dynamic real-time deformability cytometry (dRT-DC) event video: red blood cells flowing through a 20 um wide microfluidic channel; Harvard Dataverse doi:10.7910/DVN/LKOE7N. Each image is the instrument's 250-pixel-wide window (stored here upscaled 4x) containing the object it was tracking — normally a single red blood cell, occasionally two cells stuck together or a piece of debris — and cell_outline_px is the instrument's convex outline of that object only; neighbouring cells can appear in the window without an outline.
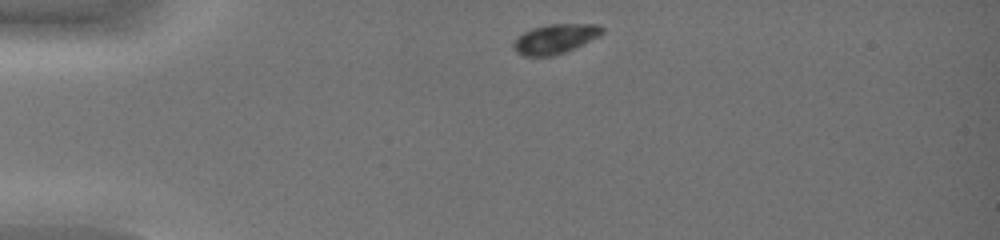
{"species": "common noctule bat (a hibernating species)", "species_latin": "Nyctalus noctula", "temperature_condition": "warm", "stored_images_in_passage": 35, "camera_frame_rate_fps": 3000, "um_per_image_px": 0.085, "animal": {"sex": "female", "body_mass_g": 19.0, "forearm_length_mm": 51.5}, "frame": {"image": 1, "passage_image": 1, "time_ms": 0.0, "image_size_px": [1000, 240], "cell_outline_px": [[604, 32], [564, 52], [552, 56], [524, 56], [516, 52], [512, 44], [516, 36], [532, 28], [548, 24], [596, 24], [604, 28]], "centroid_in_image_um": [47.11, 3.29], "position_along_channel_um": 37.9, "area_um2": 14.97}}
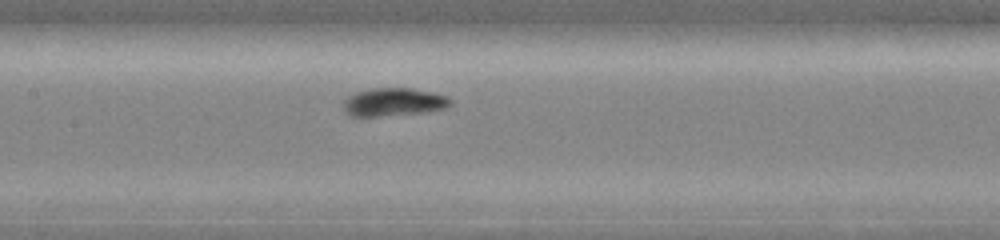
{"frame": {"image": 2, "passage_image": 14, "time_ms": 4.333, "image_size_px": [1000, 240], "cell_outline_px": [[452, 104], [444, 108], [424, 112], [376, 116], [352, 116], [344, 108], [344, 100], [348, 96], [356, 92], [372, 88], [412, 88], [432, 92], [448, 96], [452, 100]], "centroid_in_image_um": [33.49, 8.66], "position_along_channel_um": 173.9, "area_um2": 17.34}}
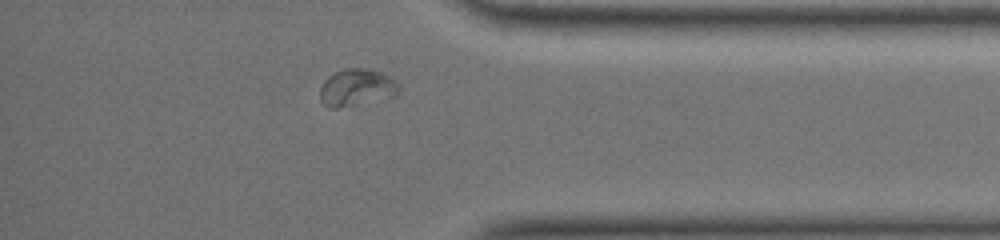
{"frame": {"image": 3, "passage_image": 31, "time_ms": 10.0, "image_size_px": [1000, 240], "cell_outline_px": [[400, 92], [392, 96], [356, 104], [336, 108], [328, 108], [320, 100], [320, 88], [324, 80], [328, 76], [344, 68], [360, 68], [380, 72], [396, 80], [400, 84]], "centroid_in_image_um": [30.3, 7.43], "position_along_channel_um": 404.9, "area_um2": 16.88}}